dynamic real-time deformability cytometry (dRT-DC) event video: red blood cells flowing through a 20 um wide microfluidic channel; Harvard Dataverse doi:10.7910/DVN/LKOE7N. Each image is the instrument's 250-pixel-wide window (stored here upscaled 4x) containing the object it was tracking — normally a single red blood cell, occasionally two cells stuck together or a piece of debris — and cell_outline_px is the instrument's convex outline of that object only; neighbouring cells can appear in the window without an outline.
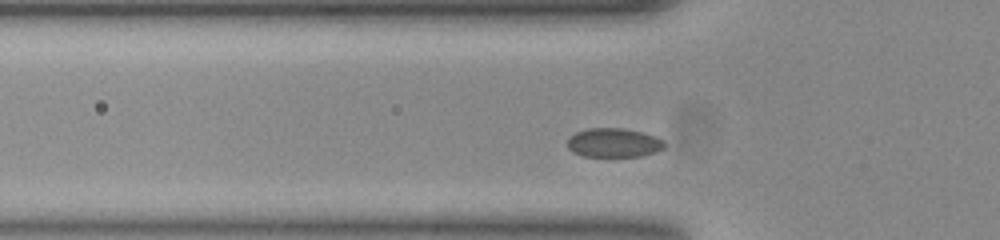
{"species": "common noctule bat (a hibernating species)", "species_latin": "Nyctalus noctula", "temperature_condition": "room temperature", "stored_images_in_passage": 34, "camera_frame_rate_fps": 3000, "um_per_image_px": 0.085, "animal": {"sex": "female", "body_mass_g": 23.0, "forearm_length_mm": 53.4}, "frame": {"image": 1, "passage_image": 7, "time_ms": 2.0, "image_size_px": [1000, 240], "cell_outline_px": [[664, 148], [656, 152], [640, 156], [584, 156], [572, 152], [568, 148], [568, 140], [576, 132], [588, 128], [620, 128], [640, 132], [656, 136], [664, 140]], "centroid_in_image_um": [52.18, 12.13], "position_along_channel_um": 73.6, "area_um2": 16.3}}
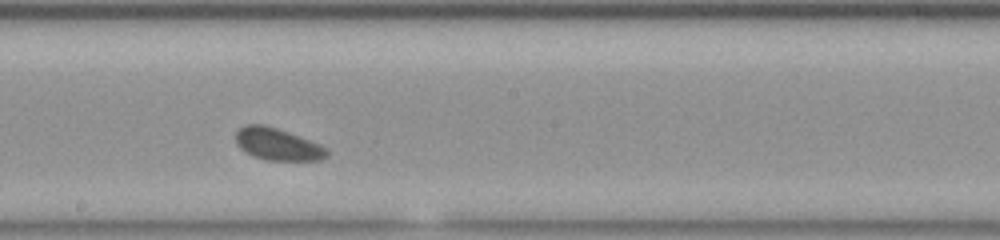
{"frame": {"image": 2, "passage_image": 19, "time_ms": 6.0, "image_size_px": [1000, 240], "cell_outline_px": [[328, 156], [320, 160], [268, 160], [252, 156], [240, 148], [236, 144], [236, 132], [244, 124], [264, 124], [276, 128], [320, 144], [328, 148]], "centroid_in_image_um": [23.58, 12.26], "position_along_channel_um": 224.6, "area_um2": 16.99}}
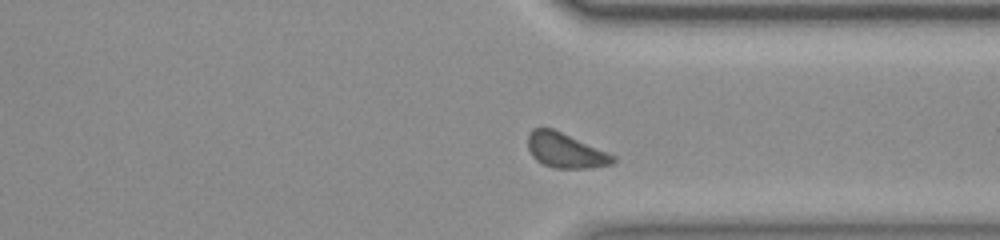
{"frame": {"image": 3, "passage_image": 30, "time_ms": 9.667, "image_size_px": [1000, 240], "cell_outline_px": [[616, 160], [612, 164], [588, 168], [552, 168], [536, 160], [532, 156], [528, 148], [528, 132], [532, 128], [552, 128], [616, 156]], "centroid_in_image_um": [48.04, 12.79], "position_along_channel_um": 363.4, "area_um2": 17.17}, "authors_computed_cell_mechanics": {"area_um2": 16.8776, "velocity_mm_per_s": 3.7748, "shape_relaxation_time_tau1_ms": 0.5028, "shape_relaxation_time_tau2_ms": null, "deformation_change_tau1": 0.0243, "deformation_change_tau2": null}}